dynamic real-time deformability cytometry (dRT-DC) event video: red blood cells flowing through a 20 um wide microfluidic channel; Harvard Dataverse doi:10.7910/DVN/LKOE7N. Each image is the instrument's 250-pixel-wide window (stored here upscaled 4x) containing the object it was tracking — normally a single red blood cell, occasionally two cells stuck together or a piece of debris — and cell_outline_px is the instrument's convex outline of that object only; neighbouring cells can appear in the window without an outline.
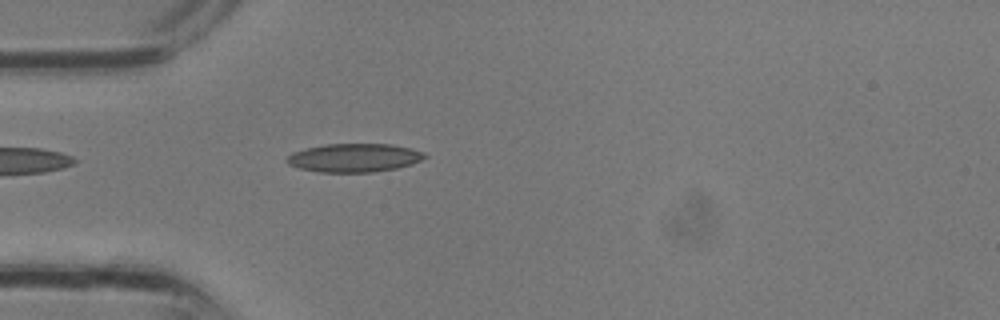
{"species": "common noctule bat (a hibernating species)", "species_latin": "Nyctalus noctula", "temperature_condition": "room temperature", "stored_images_in_passage": 3, "camera_frame_rate_fps": 3000, "um_per_image_px": 0.085, "animal": {"sex": "male", "body_mass_g": 13.3}, "frame": {"image": 1, "passage_image": 3, "time_ms": 0.667, "image_size_px": [1000, 320], "cell_outline_px": [[428, 156], [412, 164], [396, 168], [372, 172], [320, 172], [300, 168], [288, 164], [284, 160], [292, 152], [308, 148], [328, 144], [392, 144], [412, 148], [424, 152]], "centroid_in_image_um": [30.13, 13.41], "position_along_channel_um": 54.9, "area_um2": 22.83}}